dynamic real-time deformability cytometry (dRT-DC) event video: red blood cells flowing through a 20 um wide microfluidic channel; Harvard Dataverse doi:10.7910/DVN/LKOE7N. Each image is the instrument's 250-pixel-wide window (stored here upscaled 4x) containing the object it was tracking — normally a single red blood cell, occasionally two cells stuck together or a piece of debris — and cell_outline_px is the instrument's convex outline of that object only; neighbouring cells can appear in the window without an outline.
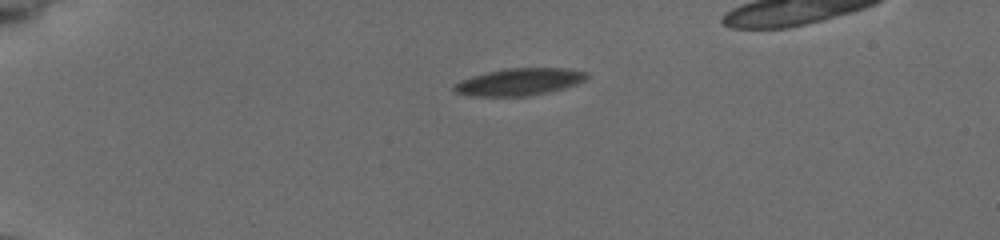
{"species": "common noctule bat (a hibernating species)", "species_latin": "Nyctalus noctula", "temperature_condition": "cold", "stored_images_in_passage": 30, "camera_frame_rate_fps": 3000, "um_per_image_px": 0.085, "animal": {"sex": "female", "body_mass_g": 19.5, "forearm_length_mm": 54.1}, "frame": {"image": 1, "passage_image": 1, "time_ms": 0.0, "image_size_px": [1000, 240], "cell_outline_px": [[588, 76], [584, 80], [576, 84], [548, 92], [524, 96], [468, 96], [456, 92], [452, 88], [460, 80], [472, 76], [504, 68], [564, 68], [588, 72]], "centroid_in_image_um": [44.12, 6.95], "position_along_channel_um": 40.9, "area_um2": 20.81}}
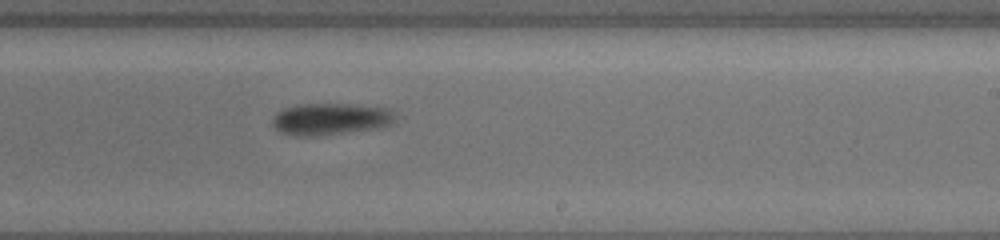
{"frame": {"image": 2, "passage_image": 13, "time_ms": 4.0, "image_size_px": [1000, 240], "cell_outline_px": [[392, 120], [388, 124], [372, 128], [312, 136], [292, 136], [280, 132], [272, 124], [272, 120], [276, 112], [284, 108], [300, 104], [348, 104], [388, 108], [392, 112]], "centroid_in_image_um": [27.97, 10.1], "position_along_channel_um": 261.0, "area_um2": 22.14}}
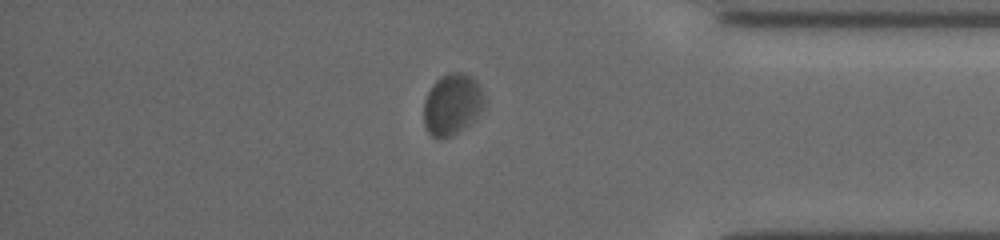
{"frame": {"image": 3, "passage_image": 25, "time_ms": 8.0, "image_size_px": [1000, 240], "cell_outline_px": [[484, 96], [480, 108], [452, 136], [440, 140], [432, 136], [428, 132], [424, 124], [424, 100], [432, 84], [440, 76], [452, 72], [464, 72], [472, 76], [480, 84]], "centroid_in_image_um": [38.36, 8.81], "position_along_channel_um": 396.8, "area_um2": 21.04}}